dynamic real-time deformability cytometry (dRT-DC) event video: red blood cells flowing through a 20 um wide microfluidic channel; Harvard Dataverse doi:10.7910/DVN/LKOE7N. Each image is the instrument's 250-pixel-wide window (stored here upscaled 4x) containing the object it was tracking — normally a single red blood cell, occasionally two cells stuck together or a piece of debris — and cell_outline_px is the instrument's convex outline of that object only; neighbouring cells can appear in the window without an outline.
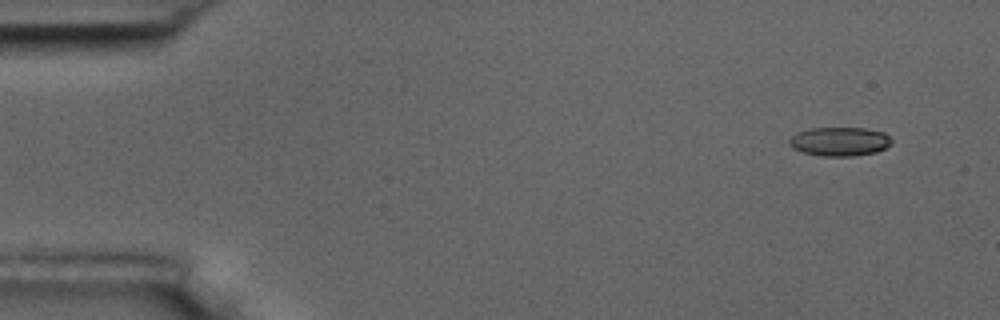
{"species": "common noctule bat (a hibernating species)", "species_latin": "Nyctalus noctula", "temperature_condition": "room temperature", "stored_images_in_passage": 7, "camera_frame_rate_fps": 3000, "um_per_image_px": 0.085, "animal": {"sex": "male", "body_mass_g": 17.5, "forearm_length_mm": 52.3}, "frame": {"image": 1, "passage_image": 1, "time_ms": 0.0, "image_size_px": [1000, 320], "cell_outline_px": [[892, 144], [876, 152], [852, 156], [824, 156], [804, 152], [792, 148], [788, 144], [788, 140], [796, 132], [812, 128], [864, 128], [884, 132], [892, 140]], "centroid_in_image_um": [71.36, 12.02], "position_along_channel_um": 13.6, "area_um2": 17.22}}
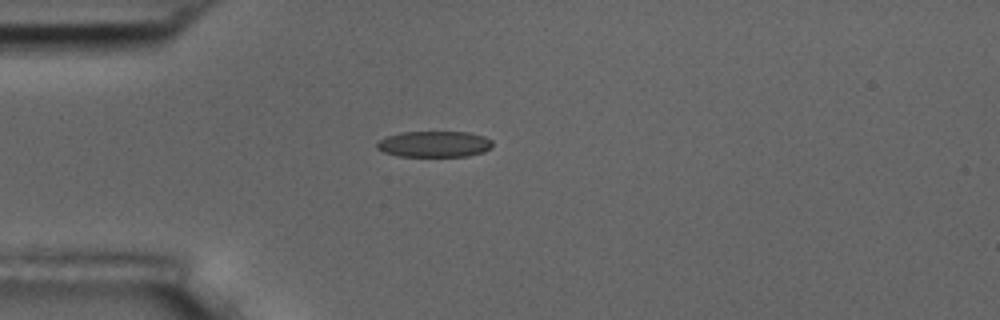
{"frame": {"image": 2, "passage_image": 4, "time_ms": 3.667, "image_size_px": [1000, 320], "cell_outline_px": [[492, 148], [484, 152], [468, 156], [396, 156], [384, 152], [376, 148], [376, 144], [380, 140], [388, 136], [400, 132], [468, 132], [484, 136], [492, 140]], "centroid_in_image_um": [36.94, 12.25], "position_along_channel_um": 48.1, "area_um2": 17.63}}